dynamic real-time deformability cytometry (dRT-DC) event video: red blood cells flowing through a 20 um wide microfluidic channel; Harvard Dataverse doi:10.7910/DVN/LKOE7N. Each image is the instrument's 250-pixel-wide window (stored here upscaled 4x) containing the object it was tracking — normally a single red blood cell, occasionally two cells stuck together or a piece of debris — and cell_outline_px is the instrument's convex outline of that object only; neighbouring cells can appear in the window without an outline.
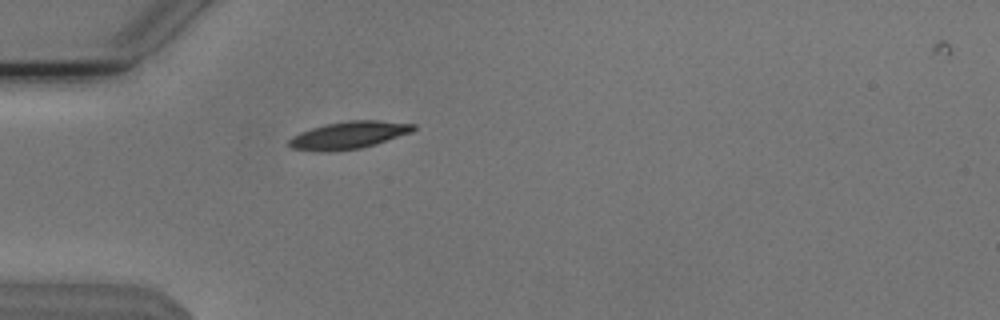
{"species": "Egyptian fruit bat (a non-hibernating species)", "species_latin": "Rousettus aegyptiacus", "temperature_condition": "cold", "stored_images_in_passage": 40, "camera_frame_rate_fps": 3000, "um_per_image_px": 0.085, "animal": {"sex": "male"}, "frame": {"image": 1, "passage_image": 2, "time_ms": 0.333, "image_size_px": [1000, 320], "cell_outline_px": [[416, 128], [412, 132], [376, 144], [360, 148], [324, 152], [292, 148], [288, 144], [288, 140], [292, 136], [300, 132], [324, 124], [348, 120], [380, 120], [416, 124]], "centroid_in_image_um": [29.66, 11.47], "position_along_channel_um": 55.3, "area_um2": 19.88}}
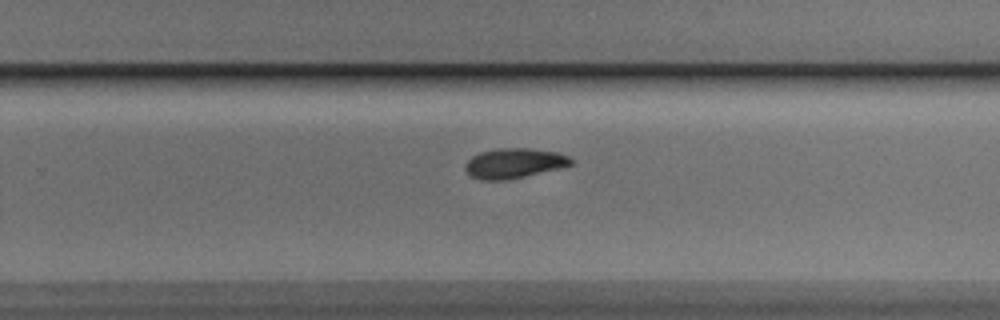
{"frame": {"image": 2, "passage_image": 21, "time_ms": 6.667, "image_size_px": [1000, 320], "cell_outline_px": [[572, 164], [560, 168], [508, 180], [480, 180], [472, 176], [464, 168], [464, 164], [472, 156], [480, 152], [496, 148], [532, 148], [556, 152], [568, 156], [572, 160]], "centroid_in_image_um": [43.68, 13.87], "position_along_channel_um": 286.1, "area_um2": 18.5}}
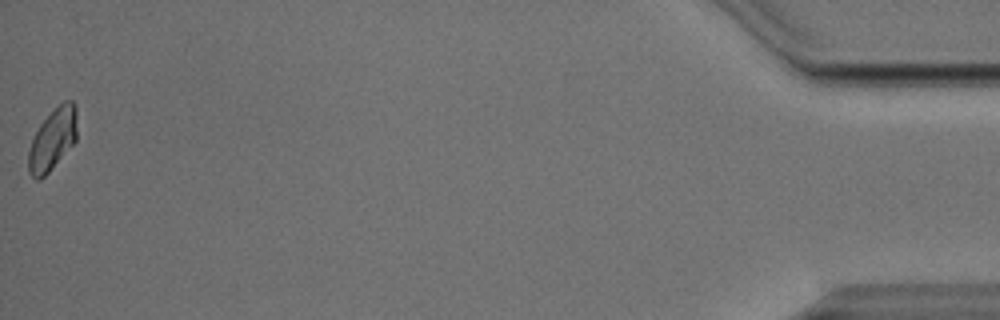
{"frame": {"image": 3, "passage_image": 40, "time_ms": 13.0, "image_size_px": [1000, 320], "cell_outline_px": [[76, 140], [48, 172], [40, 180], [36, 180], [28, 172], [28, 152], [32, 140], [40, 124], [64, 100], [72, 100], [76, 104]], "centroid_in_image_um": [4.47, 11.85], "position_along_channel_um": 430.7, "area_um2": 17.11}, "authors_computed_cell_mechanics": {"area_um2": 18.4671, "velocity_mm_per_s": 3.7876, "shape_relaxation_time_tau1_ms": 2.9872, "shape_relaxation_time_tau2_ms": 10.4747, "deformation_change_tau1": 0.0927, "deformation_change_tau2": 0.1095}}